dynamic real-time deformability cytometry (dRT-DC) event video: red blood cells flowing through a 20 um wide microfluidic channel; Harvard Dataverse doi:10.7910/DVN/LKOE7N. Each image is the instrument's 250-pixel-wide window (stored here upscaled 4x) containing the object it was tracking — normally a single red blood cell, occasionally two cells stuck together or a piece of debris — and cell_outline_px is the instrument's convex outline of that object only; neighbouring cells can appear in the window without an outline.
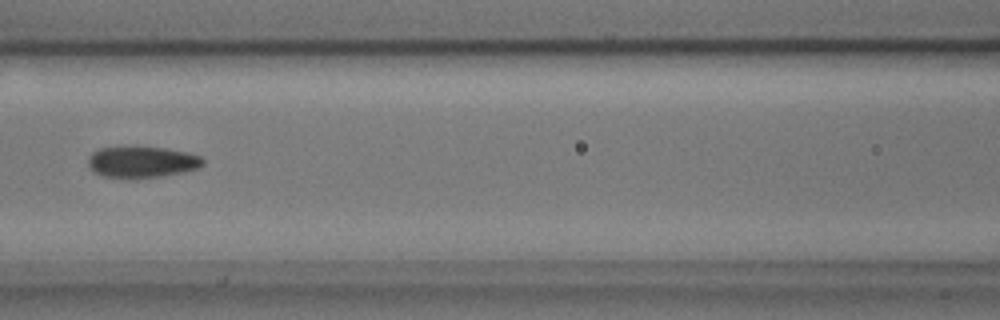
{"species": "common noctule bat (a hibernating species)", "species_latin": "Nyctalus noctula", "temperature_condition": "cold", "stored_images_in_passage": 7, "camera_frame_rate_fps": 3000, "um_per_image_px": 0.085, "animal": {"sex": "male", "body_mass_g": 17.9, "forearm_length_mm": 54.2}, "frame": {"image": 1, "passage_image": 6, "time_ms": 1.667, "image_size_px": [1000, 320], "cell_outline_px": [[204, 164], [200, 168], [160, 176], [136, 180], [104, 176], [92, 172], [88, 164], [88, 156], [92, 152], [100, 148], [164, 148], [184, 152], [200, 156], [204, 160]], "centroid_in_image_um": [12.03, 13.81], "position_along_channel_um": 154.6, "area_um2": 20.87}}
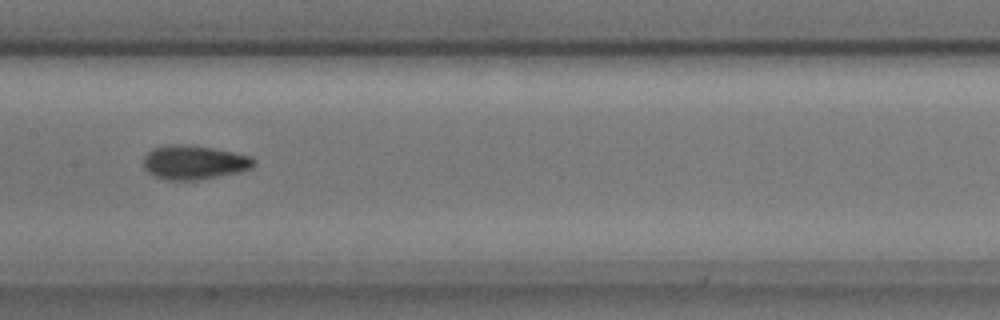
{"frame": {"image": 2, "passage_image": 7, "time_ms": 2.0, "image_size_px": [1000, 320], "cell_outline_px": [[256, 164], [252, 168], [236, 172], [200, 180], [168, 180], [152, 176], [144, 168], [144, 156], [152, 148], [168, 144], [184, 144], [212, 148], [236, 152], [252, 156], [256, 160]], "centroid_in_image_um": [16.5, 13.79], "position_along_channel_um": 190.9, "area_um2": 22.14}}